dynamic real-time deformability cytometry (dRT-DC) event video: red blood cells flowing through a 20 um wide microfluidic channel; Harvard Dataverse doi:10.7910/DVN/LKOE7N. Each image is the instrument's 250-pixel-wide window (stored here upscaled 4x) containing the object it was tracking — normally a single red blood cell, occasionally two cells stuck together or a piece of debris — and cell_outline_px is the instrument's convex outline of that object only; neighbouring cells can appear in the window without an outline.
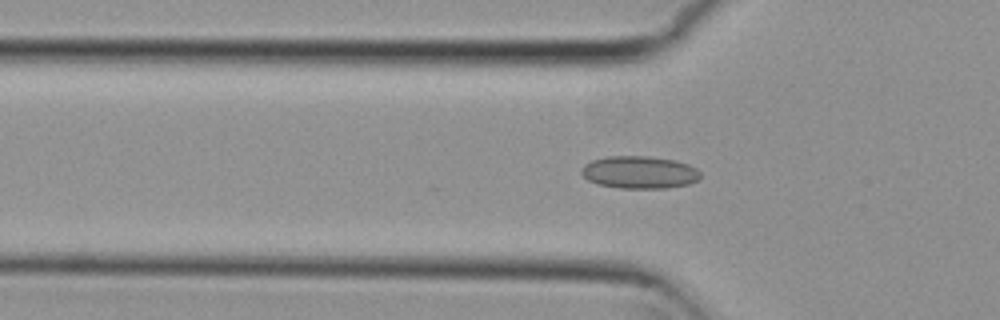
{"species": "common noctule bat (a hibernating species)", "species_latin": "Nyctalus noctula", "temperature_condition": "cold", "stored_images_in_passage": 18, "camera_frame_rate_fps": 3000, "um_per_image_px": 0.085, "animal": {"sex": "female", "body_mass_g": 29.2, "forearm_length_mm": 56.3}, "frame": {"image": 1, "passage_image": 8, "time_ms": 2.333, "image_size_px": [1000, 320], "cell_outline_px": [[700, 176], [696, 180], [688, 184], [668, 188], [620, 188], [596, 184], [588, 180], [580, 172], [580, 168], [584, 164], [592, 160], [608, 156], [648, 156], [676, 160], [688, 164], [696, 168], [700, 172]], "centroid_in_image_um": [54.32, 14.64], "position_along_channel_um": 71.5, "area_um2": 22.66}}
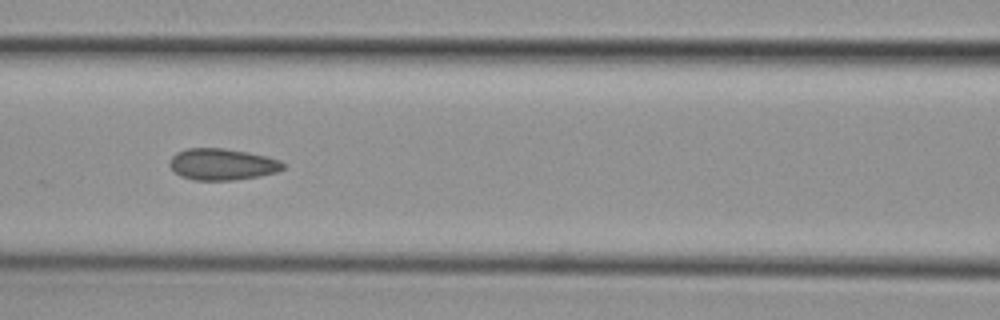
{"frame": {"image": 2, "passage_image": 14, "time_ms": 4.333, "image_size_px": [1000, 320], "cell_outline_px": [[284, 168], [276, 172], [260, 176], [232, 180], [192, 180], [180, 176], [168, 164], [172, 156], [176, 152], [184, 148], [224, 148], [248, 152], [268, 156], [280, 160], [284, 164]], "centroid_in_image_um": [18.88, 13.96], "position_along_channel_um": 147.7, "area_um2": 20.98}}
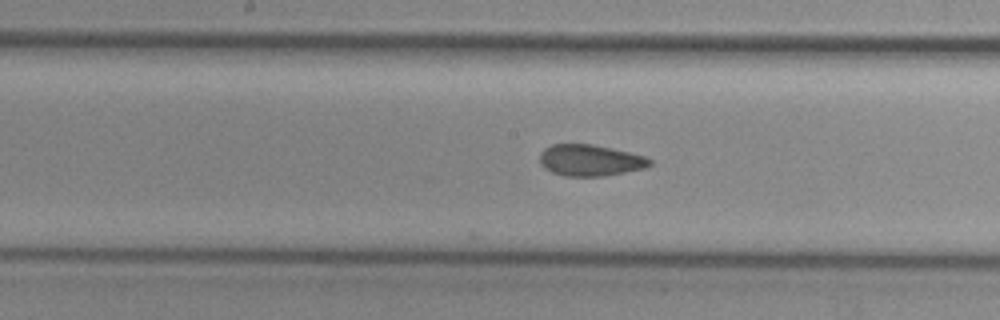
{"frame": {"image": 3, "passage_image": 18, "time_ms": 5.667, "image_size_px": [1000, 320], "cell_outline_px": [[652, 164], [644, 168], [604, 176], [564, 176], [552, 172], [544, 168], [540, 164], [540, 152], [544, 148], [552, 144], [592, 144], [612, 148], [644, 156], [652, 160]], "centroid_in_image_um": [50.13, 13.62], "position_along_channel_um": 198.1, "area_um2": 20.11}}